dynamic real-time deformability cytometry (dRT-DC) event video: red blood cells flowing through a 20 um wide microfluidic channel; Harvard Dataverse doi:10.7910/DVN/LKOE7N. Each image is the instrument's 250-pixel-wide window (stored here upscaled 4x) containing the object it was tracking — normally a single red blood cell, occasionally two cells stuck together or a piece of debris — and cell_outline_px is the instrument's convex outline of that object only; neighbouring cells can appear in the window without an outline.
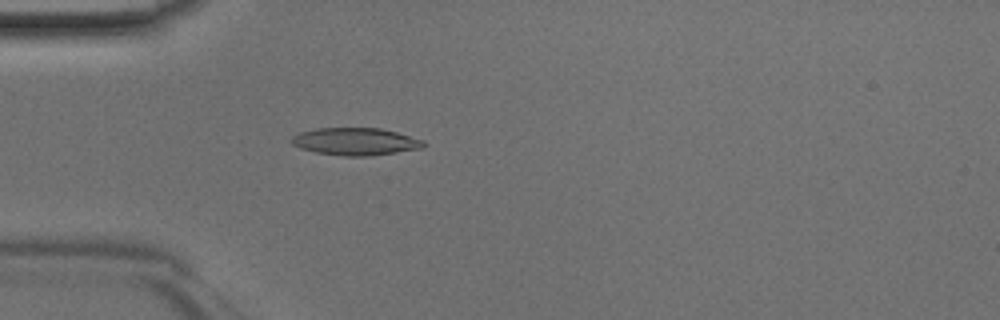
{"species": "Egyptian fruit bat (a non-hibernating species)", "species_latin": "Rousettus aegyptiacus", "temperature_condition": "room temperature", "stored_images_in_passage": 43, "camera_frame_rate_fps": 3000, "um_per_image_px": 0.085, "animal": {"sex": "male"}, "frame": {"image": 1, "passage_image": 11, "time_ms": 3.333, "image_size_px": [1000, 320], "cell_outline_px": [[428, 144], [424, 148], [372, 156], [344, 156], [316, 152], [300, 148], [292, 144], [288, 140], [292, 136], [300, 132], [316, 128], [380, 128], [396, 132], [424, 140]], "centroid_in_image_um": [30.23, 12.03], "position_along_channel_um": 54.8, "area_um2": 21.33}}
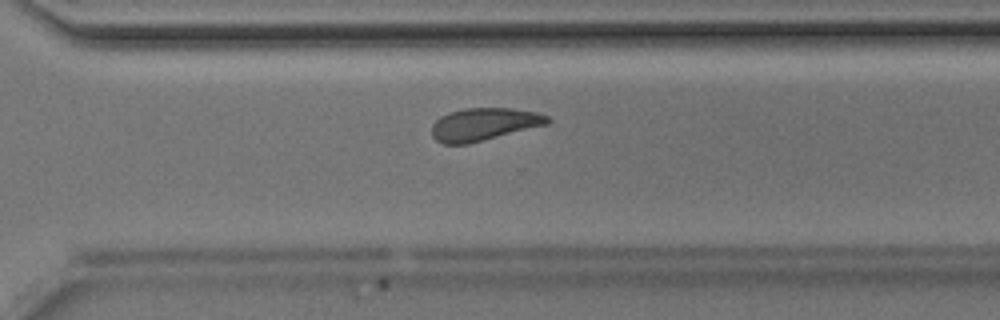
{"frame": {"image": 2, "passage_image": 30, "time_ms": 9.667, "image_size_px": [1000, 320], "cell_outline_px": [[552, 120], [548, 124], [468, 144], [444, 144], [436, 140], [432, 136], [432, 124], [440, 116], [448, 112], [464, 108], [512, 108], [536, 112], [548, 116]], "centroid_in_image_um": [41.12, 10.56], "position_along_channel_um": 329.5, "area_um2": 22.08}}
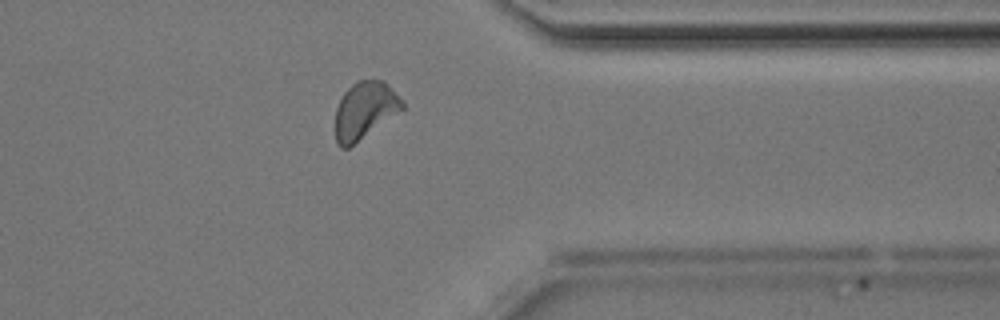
{"frame": {"image": 3, "passage_image": 34, "time_ms": 11.0, "image_size_px": [1000, 320], "cell_outline_px": [[404, 108], [348, 148], [340, 148], [336, 144], [336, 108], [344, 92], [352, 84], [360, 80], [384, 80], [404, 100]], "centroid_in_image_um": [31.01, 9.36], "position_along_channel_um": 380.4, "area_um2": 22.08}}